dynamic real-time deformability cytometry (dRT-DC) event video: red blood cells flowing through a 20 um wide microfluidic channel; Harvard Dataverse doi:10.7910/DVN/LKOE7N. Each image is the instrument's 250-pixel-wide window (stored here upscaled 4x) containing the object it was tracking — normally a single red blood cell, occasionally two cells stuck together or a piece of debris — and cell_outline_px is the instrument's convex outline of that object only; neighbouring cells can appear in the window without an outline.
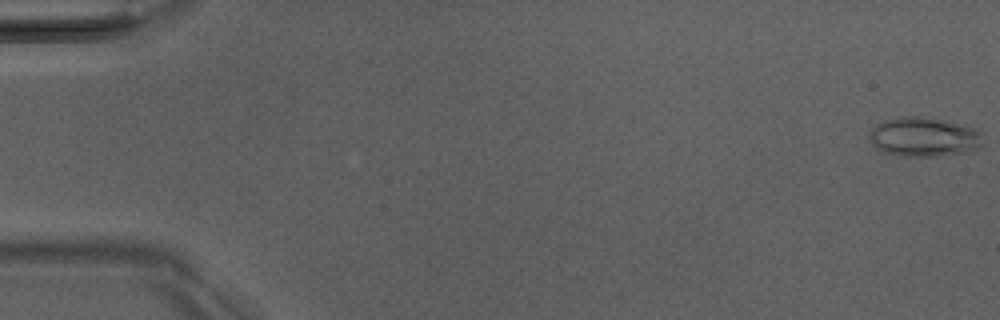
{"species": "Egyptian fruit bat (a non-hibernating species)", "species_latin": "Rousettus aegyptiacus", "temperature_condition": "room temperature", "stored_images_in_passage": 51, "camera_frame_rate_fps": 3000, "um_per_image_px": 0.085, "animal": {"sex": "male"}, "frame": {"image": 1, "passage_image": 1, "time_ms": 0.0, "image_size_px": [1000, 320], "cell_outline_px": [[980, 148], [964, 152], [936, 156], [904, 156], [880, 152], [872, 144], [872, 128], [876, 124], [884, 120], [900, 116], [920, 116], [960, 124], [972, 128], [980, 132]], "centroid_in_image_um": [78.49, 11.64], "position_along_channel_um": 6.5, "area_um2": 25.61}}
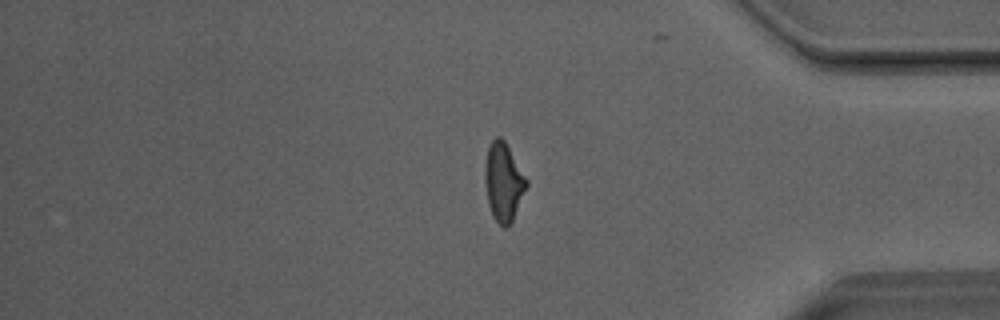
{"frame": {"image": 2, "passage_image": 43, "time_ms": 14.0, "image_size_px": [1000, 320], "cell_outline_px": [[528, 184], [512, 220], [508, 228], [504, 228], [492, 216], [488, 204], [484, 176], [484, 168], [488, 148], [492, 140], [496, 136], [500, 136], [504, 140], [528, 180]], "centroid_in_image_um": [42.78, 15.47], "position_along_channel_um": 392.4, "area_um2": 18.84}}
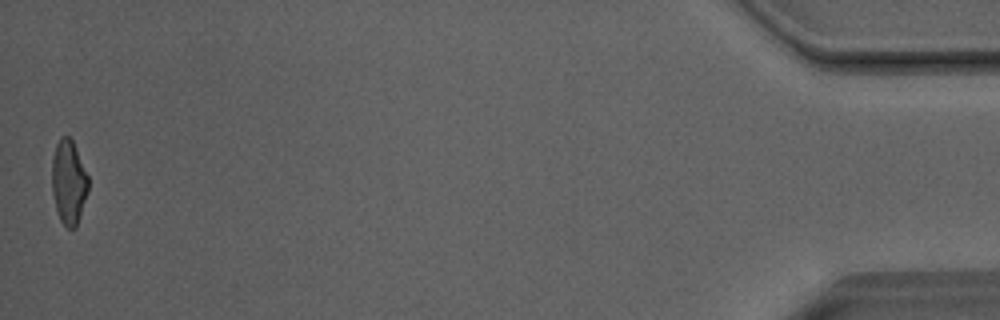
{"frame": {"image": 3, "passage_image": 51, "time_ms": 16.667, "image_size_px": [1000, 320], "cell_outline_px": [[88, 192], [76, 228], [68, 228], [60, 220], [56, 208], [52, 192], [52, 156], [56, 144], [60, 136], [68, 136], [72, 140], [88, 176]], "centroid_in_image_um": [5.83, 15.48], "position_along_channel_um": 429.4, "area_um2": 17.8}, "authors_computed_cell_mechanics": {"area_um2": 19.0162, "velocity_mm_per_s": 4.0805, "shape_relaxation_time_tau1_ms": 8.0945, "shape_relaxation_time_tau2_ms": 1.6947, "deformation_change_tau1": 0.2457, "deformation_change_tau2": 0.0935}}